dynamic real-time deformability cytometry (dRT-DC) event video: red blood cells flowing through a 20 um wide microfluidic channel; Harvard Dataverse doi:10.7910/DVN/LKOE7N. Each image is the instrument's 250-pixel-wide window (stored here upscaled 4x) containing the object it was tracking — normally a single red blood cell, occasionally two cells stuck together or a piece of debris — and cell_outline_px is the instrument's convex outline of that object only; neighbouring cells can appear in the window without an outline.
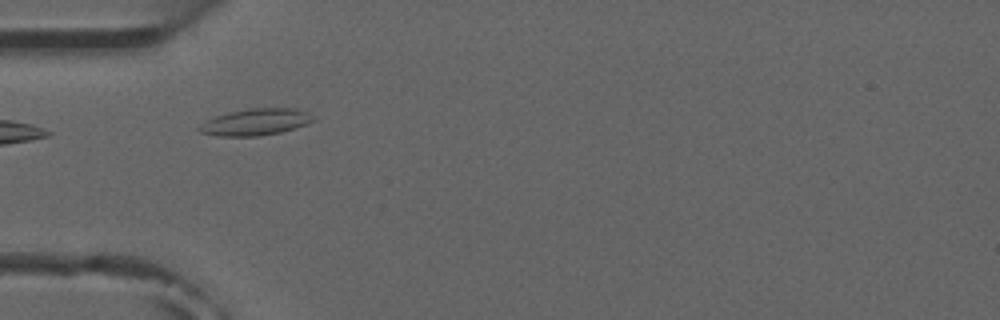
{"species": "common noctule bat (a hibernating species)", "species_latin": "Nyctalus noctula", "temperature_condition": "room temperature", "stored_images_in_passage": 6, "camera_frame_rate_fps": 3000, "um_per_image_px": 0.085, "animal": {"sex": "male", "forearm_length_mm": 52.5}, "frame": {"image": 1, "passage_image": 4, "time_ms": 3.333, "image_size_px": [1000, 320], "cell_outline_px": [[316, 120], [308, 124], [296, 128], [280, 132], [260, 136], [220, 136], [200, 132], [196, 128], [200, 124], [216, 116], [248, 108], [296, 108], [308, 112], [316, 116]], "centroid_in_image_um": [21.8, 10.37], "position_along_channel_um": 63.2, "area_um2": 17.8}}
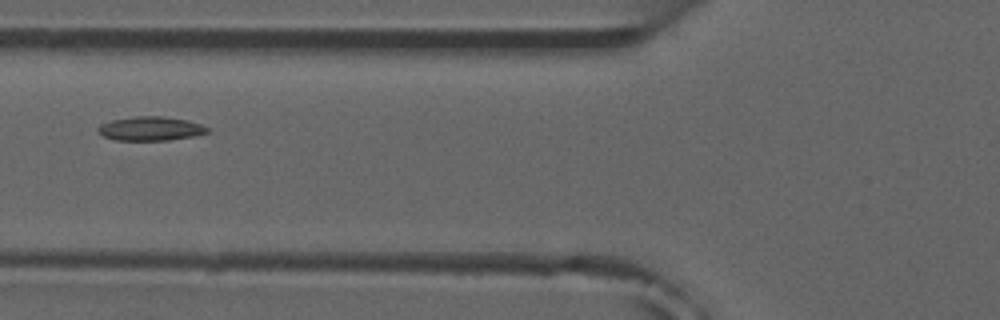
{"frame": {"image": 2, "passage_image": 5, "time_ms": 4.667, "image_size_px": [1000, 320], "cell_outline_px": [[208, 132], [196, 136], [168, 140], [112, 140], [96, 132], [96, 128], [100, 124], [112, 120], [136, 116], [164, 116], [188, 120], [200, 124], [208, 128]], "centroid_in_image_um": [12.77, 10.93], "position_along_channel_um": 113.0, "area_um2": 15.43}}
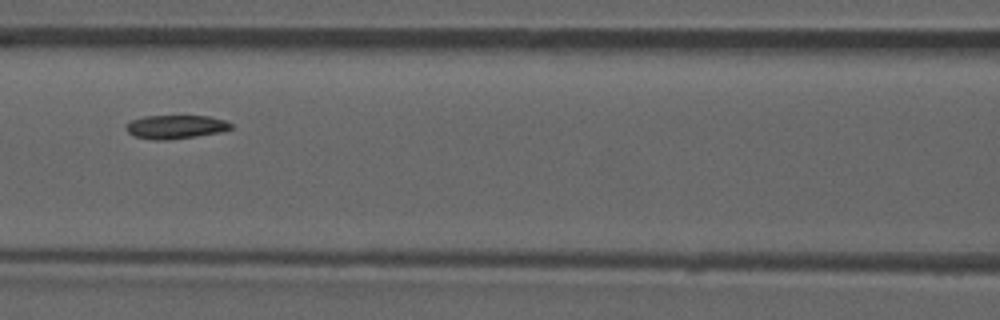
{"frame": {"image": 3, "passage_image": 6, "time_ms": 5.667, "image_size_px": [1000, 320], "cell_outline_px": [[232, 128], [220, 132], [196, 136], [168, 140], [152, 140], [136, 136], [128, 132], [124, 128], [132, 120], [144, 116], [208, 116], [224, 120], [232, 124]], "centroid_in_image_um": [14.92, 10.78], "position_along_channel_um": 151.7, "area_um2": 14.33}}